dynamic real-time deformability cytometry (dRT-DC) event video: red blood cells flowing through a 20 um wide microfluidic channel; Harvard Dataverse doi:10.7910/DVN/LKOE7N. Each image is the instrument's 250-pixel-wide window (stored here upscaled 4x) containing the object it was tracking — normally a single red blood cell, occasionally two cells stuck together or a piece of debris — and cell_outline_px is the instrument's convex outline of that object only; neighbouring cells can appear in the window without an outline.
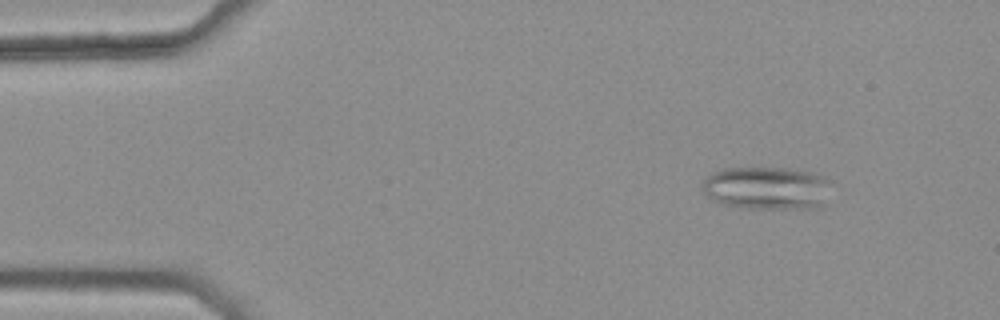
{"species": "common noctule bat (a hibernating species)", "species_latin": "Nyctalus noctula", "temperature_condition": "warm", "stored_images_in_passage": 41, "segment_of_instrument_passage": [1, 2], "camera_frame_rate_fps": 3000, "um_per_image_px": 0.085, "animal": {"sex": "female", "body_mass_g": 25.1}, "frame": {"image": 1, "passage_image": 2, "time_ms": 0.333, "image_size_px": [1000, 320], "cell_outline_px": [[828, 180], [824, 208], [740, 208], [720, 204], [712, 200], [700, 188], [704, 180], [712, 172], [720, 168], [792, 168], [812, 172], [824, 176]], "centroid_in_image_um": [65.14, 15.99], "position_along_channel_um": 19.9, "area_um2": 32.6}}